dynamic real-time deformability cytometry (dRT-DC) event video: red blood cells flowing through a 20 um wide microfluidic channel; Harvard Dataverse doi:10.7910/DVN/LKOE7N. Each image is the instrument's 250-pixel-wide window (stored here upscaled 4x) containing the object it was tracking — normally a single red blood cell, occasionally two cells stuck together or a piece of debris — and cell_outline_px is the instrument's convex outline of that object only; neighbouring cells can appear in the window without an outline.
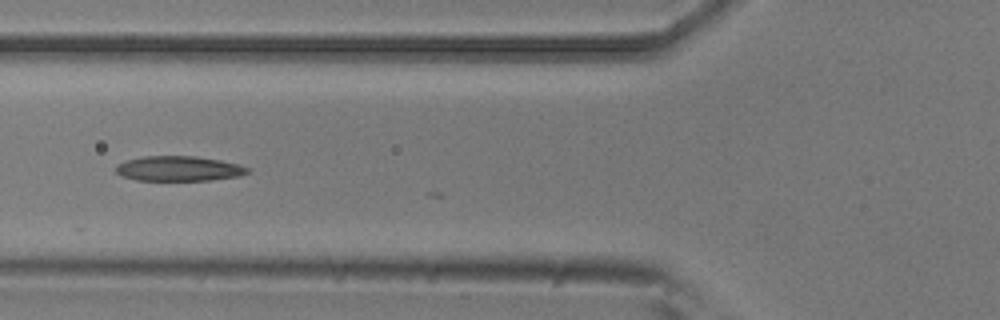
{"species": "common noctule bat (a hibernating species)", "species_latin": "Nyctalus noctula", "temperature_condition": "room temperature", "stored_images_in_passage": 2, "camera_frame_rate_fps": 3000, "um_per_image_px": 0.085, "animal": {"sex": "male", "body_mass_g": 20.5, "forearm_length_mm": 52.5}, "frame": {"image": 1, "passage_image": 2, "time_ms": 0.333, "image_size_px": [1000, 320], "cell_outline_px": [[252, 168], [248, 172], [240, 176], [212, 180], [136, 180], [120, 176], [116, 172], [116, 164], [128, 160], [144, 156], [196, 156], [220, 160], [240, 164]], "centroid_in_image_um": [15.23, 14.33], "position_along_channel_um": 110.6, "area_um2": 19.31}}